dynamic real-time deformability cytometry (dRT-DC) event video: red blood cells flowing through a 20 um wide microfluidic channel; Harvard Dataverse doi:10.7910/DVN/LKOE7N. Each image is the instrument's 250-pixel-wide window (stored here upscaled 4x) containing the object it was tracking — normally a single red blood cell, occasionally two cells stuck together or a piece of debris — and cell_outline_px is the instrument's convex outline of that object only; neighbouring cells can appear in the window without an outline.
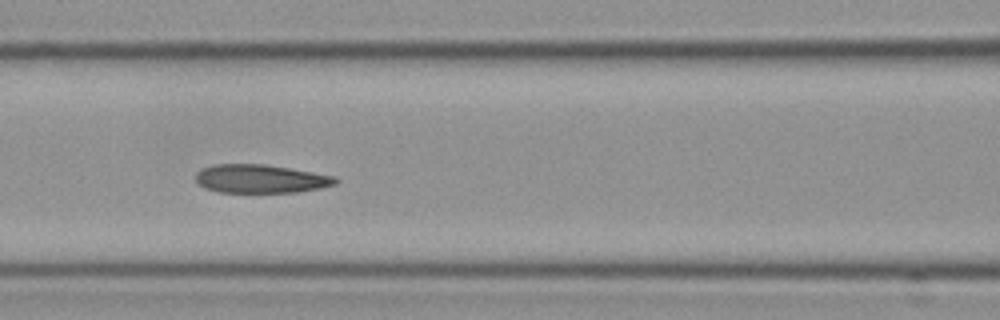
{"species": "Egyptian fruit bat (a non-hibernating species)", "species_latin": "Rousettus aegyptiacus", "temperature_condition": "cold", "stored_images_in_passage": 9, "segment_of_instrument_passage": [1, 2], "camera_frame_rate_fps": 3000, "um_per_image_px": 0.085, "frame": {"image": 1, "passage_image": 8, "time_ms": 2.333, "image_size_px": [1000, 320], "cell_outline_px": [[340, 180], [336, 184], [320, 188], [296, 192], [220, 192], [204, 188], [196, 180], [196, 172], [200, 168], [212, 164], [264, 164], [336, 176]], "centroid_in_image_um": [22.14, 15.19], "position_along_channel_um": 144.5, "area_um2": 23.24}}